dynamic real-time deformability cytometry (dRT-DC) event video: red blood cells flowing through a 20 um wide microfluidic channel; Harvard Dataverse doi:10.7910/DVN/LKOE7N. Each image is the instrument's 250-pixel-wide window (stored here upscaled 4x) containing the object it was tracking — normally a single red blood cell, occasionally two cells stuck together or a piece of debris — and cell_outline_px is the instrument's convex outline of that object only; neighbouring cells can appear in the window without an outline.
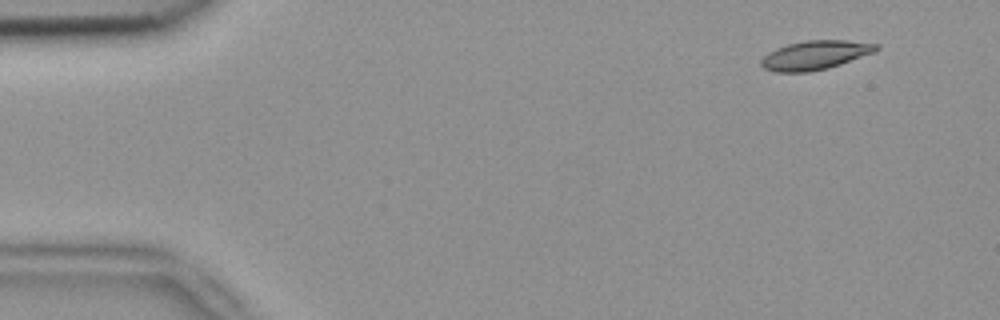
{"species": "common noctule bat (a hibernating species)", "species_latin": "Nyctalus noctula", "temperature_condition": "room temperature", "stored_images_in_passage": 4, "camera_frame_rate_fps": 3000, "um_per_image_px": 0.085, "animal": {"sex": "female", "body_mass_g": 18.4}, "frame": {"image": 1, "passage_image": 1, "time_ms": 0.0, "image_size_px": [1000, 320], "cell_outline_px": [[880, 48], [876, 52], [828, 68], [808, 72], [772, 72], [764, 68], [760, 64], [760, 60], [768, 52], [776, 48], [788, 44], [808, 40], [844, 40], [880, 44]], "centroid_in_image_um": [69.29, 4.69], "position_along_channel_um": 15.7, "area_um2": 19.54}}
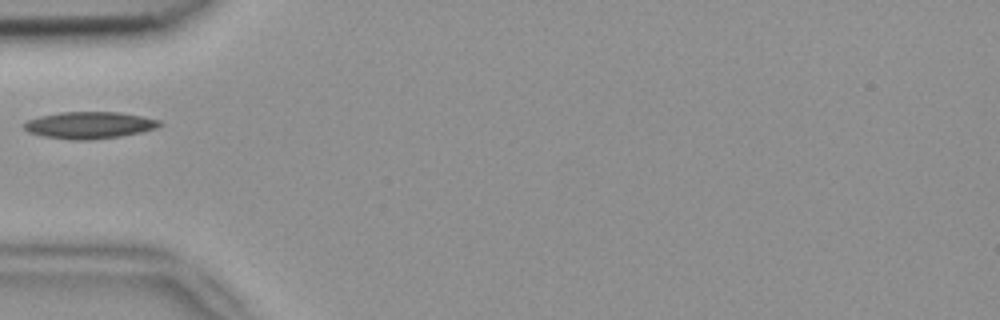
{"frame": {"image": 2, "passage_image": 4, "time_ms": 1.0, "image_size_px": [1000, 320], "cell_outline_px": [[164, 124], [156, 128], [140, 132], [120, 136], [88, 140], [72, 140], [44, 136], [28, 132], [20, 124], [28, 120], [40, 116], [60, 112], [120, 112], [144, 116], [160, 120]], "centroid_in_image_um": [7.6, 10.63], "position_along_channel_um": 77.4, "area_um2": 21.33}}